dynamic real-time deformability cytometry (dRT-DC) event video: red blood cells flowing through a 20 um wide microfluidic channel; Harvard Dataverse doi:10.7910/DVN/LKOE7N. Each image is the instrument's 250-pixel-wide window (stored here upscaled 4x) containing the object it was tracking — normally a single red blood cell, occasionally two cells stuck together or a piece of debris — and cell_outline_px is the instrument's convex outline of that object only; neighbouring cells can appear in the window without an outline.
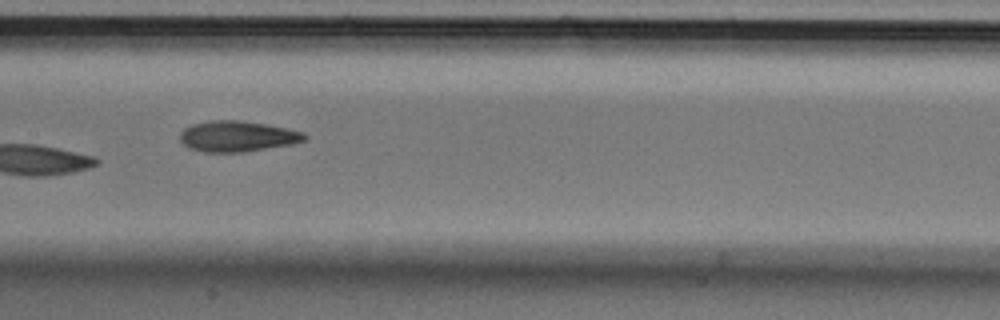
{"species": "Egyptian fruit bat (a non-hibernating species)", "species_latin": "Rousettus aegyptiacus", "temperature_condition": "cold", "stored_images_in_passage": 9, "segment_of_instrument_passage": [1, 2], "camera_frame_rate_fps": 3000, "um_per_image_px": 0.085, "animal": {"sex": "male"}, "frame": {"image": 1, "passage_image": 8, "time_ms": 2.333, "image_size_px": [1000, 320], "cell_outline_px": [[308, 136], [304, 140], [292, 144], [244, 152], [204, 152], [188, 148], [180, 140], [180, 132], [184, 128], [192, 124], [212, 120], [240, 120], [264, 124], [304, 132]], "centroid_in_image_um": [20.15, 11.59], "position_along_channel_um": 187.3, "area_um2": 22.25}}